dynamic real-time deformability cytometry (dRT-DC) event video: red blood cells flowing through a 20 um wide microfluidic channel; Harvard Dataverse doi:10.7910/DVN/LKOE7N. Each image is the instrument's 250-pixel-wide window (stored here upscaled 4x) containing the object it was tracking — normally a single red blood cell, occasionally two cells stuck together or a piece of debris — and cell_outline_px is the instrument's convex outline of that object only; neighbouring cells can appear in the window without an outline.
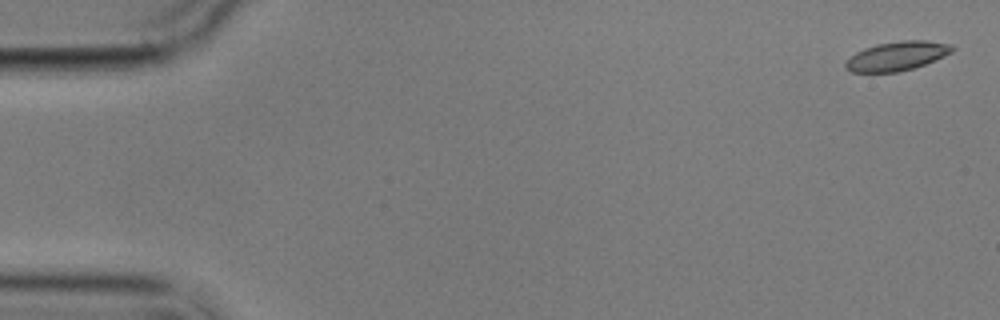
{"species": "common noctule bat (a hibernating species)", "species_latin": "Nyctalus noctula", "temperature_condition": "cold", "stored_images_in_passage": 4, "camera_frame_rate_fps": 3000, "um_per_image_px": 0.085, "animal": {"sex": "male", "body_mass_g": 17.9}, "frame": {"image": 1, "passage_image": 1, "time_ms": 0.0, "image_size_px": [1000, 320], "cell_outline_px": [[956, 48], [952, 52], [944, 56], [924, 64], [912, 68], [896, 72], [852, 72], [844, 68], [844, 64], [856, 52], [864, 48], [876, 44], [900, 40], [924, 40], [952, 44]], "centroid_in_image_um": [76.25, 4.75], "position_along_channel_um": 8.8, "area_um2": 18.03}}